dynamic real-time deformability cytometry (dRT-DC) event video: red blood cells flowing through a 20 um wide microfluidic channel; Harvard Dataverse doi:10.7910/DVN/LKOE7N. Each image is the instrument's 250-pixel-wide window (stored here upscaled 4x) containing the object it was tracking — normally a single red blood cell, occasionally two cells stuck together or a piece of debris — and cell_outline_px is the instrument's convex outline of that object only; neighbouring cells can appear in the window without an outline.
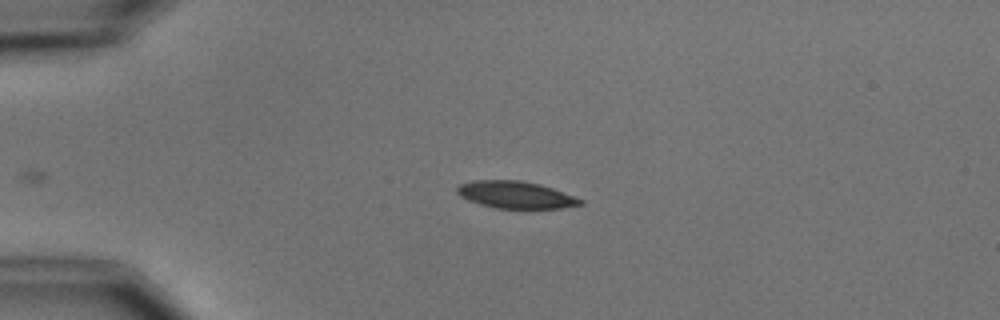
{"species": "common noctule bat (a hibernating species)", "species_latin": "Nyctalus noctula", "temperature_condition": "cold", "stored_images_in_passage": 2, "camera_frame_rate_fps": 3000, "um_per_image_px": 0.085, "animal": {"sex": "male", "body_mass_g": 15.6}, "frame": {"image": 1, "passage_image": 1, "time_ms": 0.0, "image_size_px": [1000, 320], "cell_outline_px": [[584, 204], [560, 208], [496, 208], [480, 204], [468, 200], [460, 196], [456, 192], [456, 188], [460, 184], [472, 180], [520, 180], [540, 184], [552, 188], [584, 200]], "centroid_in_image_um": [43.81, 16.55], "position_along_channel_um": 41.2, "area_um2": 19.42}}